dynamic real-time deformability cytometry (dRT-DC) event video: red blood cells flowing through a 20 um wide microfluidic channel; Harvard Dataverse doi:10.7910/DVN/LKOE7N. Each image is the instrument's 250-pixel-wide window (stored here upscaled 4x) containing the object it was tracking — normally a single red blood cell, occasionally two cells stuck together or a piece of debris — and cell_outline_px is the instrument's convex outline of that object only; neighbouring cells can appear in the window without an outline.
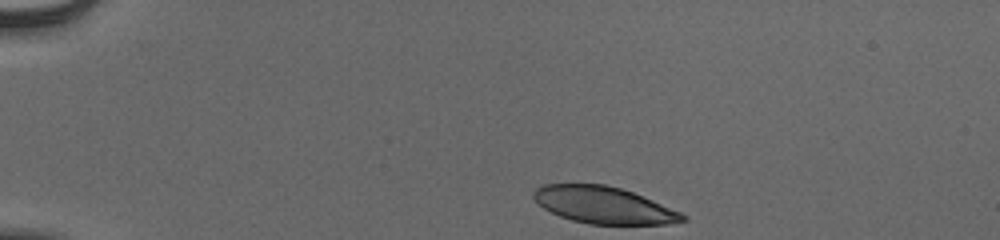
{"species": "human", "species_latin": "Homo sapiens", "temperature_condition": "cold", "stored_images_in_passage": 44, "camera_frame_rate_fps": 3000, "um_per_image_px": 0.085, "donor": {"sex": "male"}, "frame": {"image": 1, "passage_image": 1, "time_ms": 0.0, "image_size_px": [1000, 240], "cell_outline_px": [[688, 220], [668, 224], [588, 224], [572, 220], [560, 216], [544, 208], [532, 196], [532, 192], [536, 188], [544, 184], [604, 184], [620, 188], [632, 192], [652, 200], [680, 212], [688, 216]], "centroid_in_image_um": [51.32, 17.43], "position_along_channel_um": 33.7, "area_um2": 31.79}}
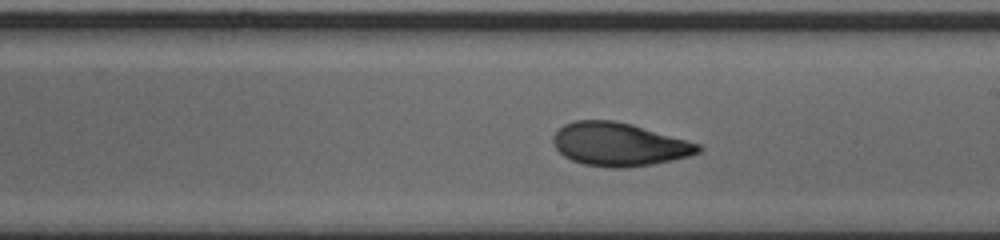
{"frame": {"image": 2, "passage_image": 23, "time_ms": 7.333, "image_size_px": [1000, 240], "cell_outline_px": [[704, 148], [700, 152], [688, 156], [672, 160], [652, 164], [624, 168], [612, 168], [584, 164], [572, 160], [564, 156], [556, 148], [552, 140], [552, 136], [564, 124], [576, 120], [612, 120], [632, 124], [688, 140], [700, 144]], "centroid_in_image_um": [52.63, 12.27], "position_along_channel_um": 236.4, "area_um2": 36.59}}
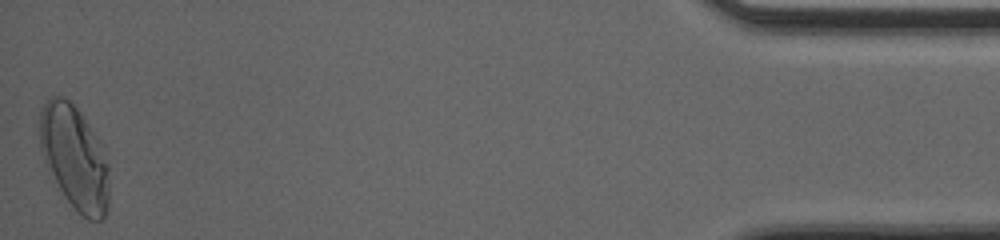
{"frame": {"image": 3, "passage_image": 44, "time_ms": 14.333, "image_size_px": [1000, 240], "cell_outline_px": [[108, 208], [104, 216], [100, 220], [88, 220], [64, 196], [44, 160], [40, 148], [40, 112], [44, 104], [52, 96], [64, 96], [80, 112], [96, 140], [108, 164]], "centroid_in_image_um": [6.32, 13.39], "position_along_channel_um": 428.9, "area_um2": 40.75}, "authors_computed_cell_mechanics": {"area_um2": 36.2406, "velocity_mm_per_s": 3.8601, "shape_relaxation_time_tau1_ms": 5.1278, "shape_relaxation_time_tau2_ms": 1.6807, "deformation_change_tau1": 0.1911, "deformation_change_tau2": 0.0483}}